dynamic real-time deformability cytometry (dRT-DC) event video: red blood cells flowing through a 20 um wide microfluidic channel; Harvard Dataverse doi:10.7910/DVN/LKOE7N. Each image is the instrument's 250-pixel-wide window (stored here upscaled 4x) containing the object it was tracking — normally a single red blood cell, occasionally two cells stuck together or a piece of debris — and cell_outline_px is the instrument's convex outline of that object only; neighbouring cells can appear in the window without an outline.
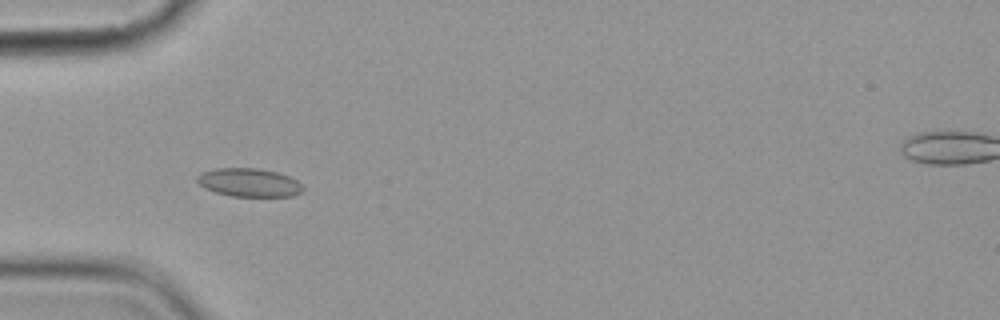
{"species": "common noctule bat (a hibernating species)", "species_latin": "Nyctalus noctula", "temperature_condition": "cold", "stored_images_in_passage": 9, "camera_frame_rate_fps": 3000, "um_per_image_px": 0.085, "animal": {"sex": "female", "body_mass_g": 19.9}, "frame": {"image": 1, "passage_image": 4, "time_ms": 3.667, "image_size_px": [1000, 320], "cell_outline_px": [[304, 192], [292, 196], [232, 196], [216, 192], [204, 188], [196, 180], [196, 176], [200, 172], [216, 168], [260, 168], [276, 172], [288, 176], [296, 180], [304, 188]], "centroid_in_image_um": [21.16, 15.51], "position_along_channel_um": 63.8, "area_um2": 17.57}}
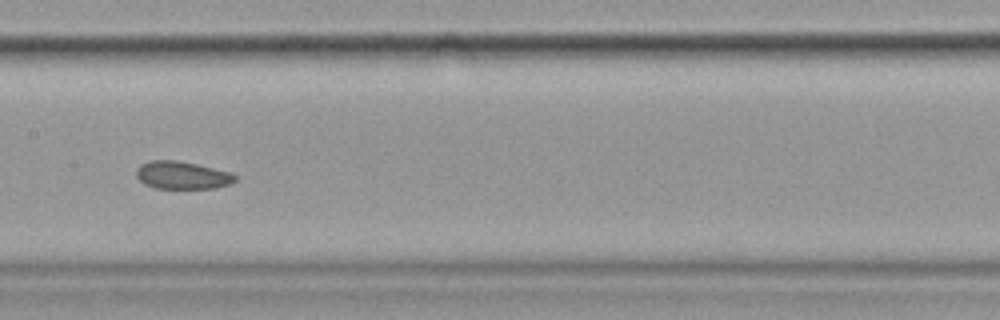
{"frame": {"image": 2, "passage_image": 7, "time_ms": 7.333, "image_size_px": [1000, 320], "cell_outline_px": [[236, 180], [232, 184], [216, 188], [156, 188], [144, 184], [136, 176], [136, 168], [140, 164], [148, 160], [176, 160], [196, 164], [228, 172], [236, 176]], "centroid_in_image_um": [15.45, 14.89], "position_along_channel_um": 192.0, "area_um2": 15.95}}
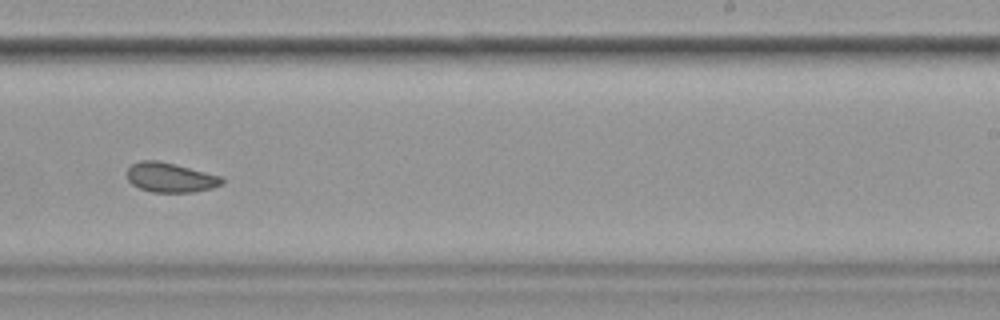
{"frame": {"image": 3, "passage_image": 9, "time_ms": 9.667, "image_size_px": [1000, 320], "cell_outline_px": [[224, 184], [212, 188], [192, 192], [152, 192], [140, 188], [132, 184], [128, 180], [128, 168], [132, 164], [140, 160], [156, 160], [176, 164], [224, 176]], "centroid_in_image_um": [14.53, 15.08], "position_along_channel_um": 274.5, "area_um2": 16.53}}